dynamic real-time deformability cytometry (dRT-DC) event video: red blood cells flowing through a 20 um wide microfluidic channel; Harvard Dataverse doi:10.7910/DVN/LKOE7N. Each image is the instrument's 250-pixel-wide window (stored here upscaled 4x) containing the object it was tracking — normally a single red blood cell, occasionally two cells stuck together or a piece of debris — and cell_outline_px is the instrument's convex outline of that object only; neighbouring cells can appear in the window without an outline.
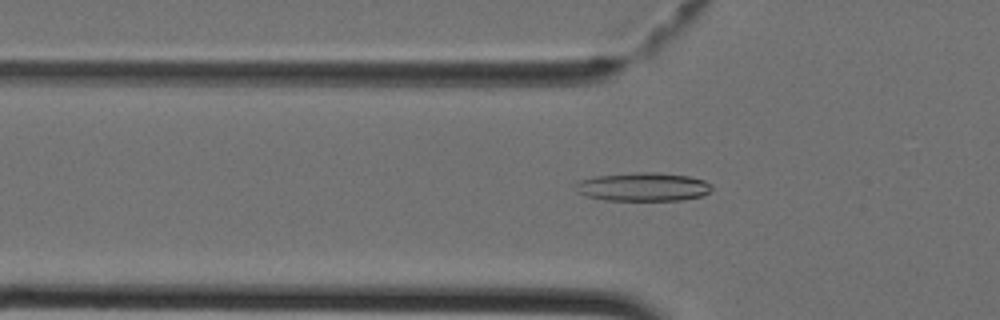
{"species": "Egyptian fruit bat (a non-hibernating species)", "species_latin": "Rousettus aegyptiacus", "temperature_condition": "cold", "stored_images_in_passage": 22, "camera_frame_rate_fps": 3000, "um_per_image_px": 0.085, "animal": {"sex": "female"}, "frame": {"image": 1, "passage_image": 14, "time_ms": 4.333, "image_size_px": [1000, 320], "cell_outline_px": [[712, 188], [704, 196], [680, 200], [604, 200], [588, 196], [576, 192], [572, 184], [576, 180], [592, 176], [636, 172], [656, 172], [688, 176], [704, 180], [712, 184]], "centroid_in_image_um": [54.6, 15.87], "position_along_channel_um": 71.2, "area_um2": 23.06}}
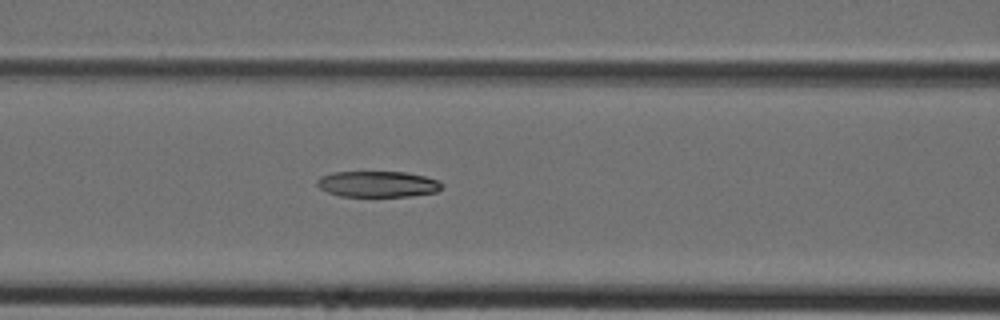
{"frame": {"image": 2, "passage_image": 18, "time_ms": 5.667, "image_size_px": [1000, 320], "cell_outline_px": [[444, 184], [436, 192], [412, 196], [340, 196], [328, 192], [320, 188], [316, 184], [316, 180], [320, 176], [332, 172], [404, 172], [424, 176], [436, 180]], "centroid_in_image_um": [32.07, 15.64], "position_along_channel_um": 134.5, "area_um2": 18.84}}
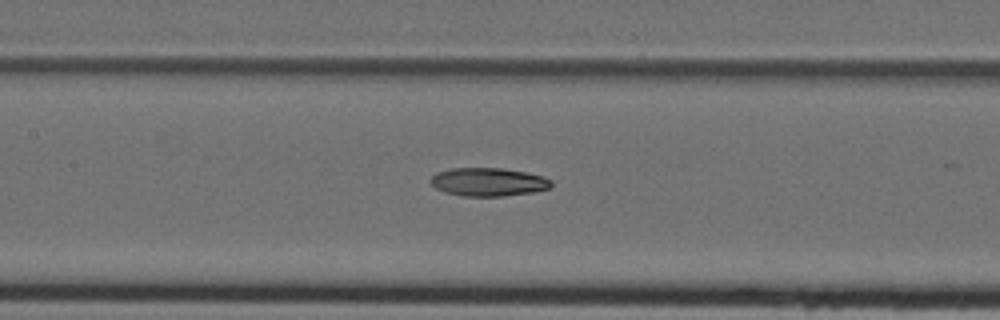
{"frame": {"image": 3, "passage_image": 20, "time_ms": 6.333, "image_size_px": [1000, 320], "cell_outline_px": [[552, 184], [548, 188], [532, 192], [504, 196], [464, 196], [444, 192], [436, 188], [428, 180], [436, 172], [452, 168], [504, 168], [528, 172], [544, 176], [552, 180]], "centroid_in_image_um": [41.5, 15.45], "position_along_channel_um": 165.9, "area_um2": 20.06}}